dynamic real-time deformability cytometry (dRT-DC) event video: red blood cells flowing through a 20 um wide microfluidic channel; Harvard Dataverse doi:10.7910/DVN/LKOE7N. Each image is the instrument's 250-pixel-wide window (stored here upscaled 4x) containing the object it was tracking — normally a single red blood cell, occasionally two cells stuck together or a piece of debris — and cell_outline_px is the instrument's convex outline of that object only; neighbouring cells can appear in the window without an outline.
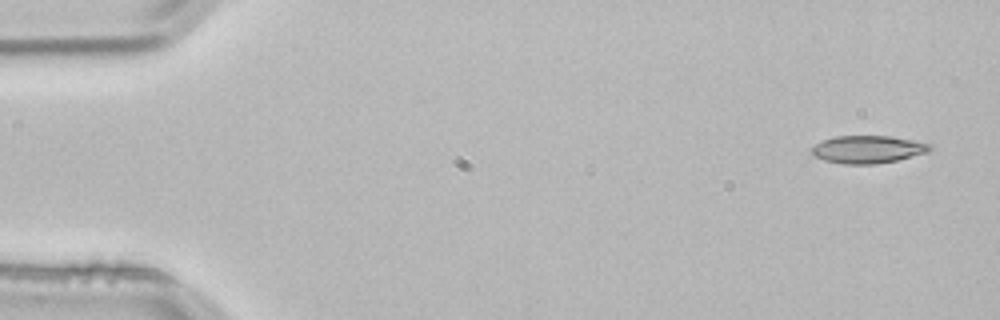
{"species": "common noctule bat (a hibernating species)", "species_latin": "Nyctalus noctula", "temperature_condition": "room temperature", "stored_images_in_passage": 4, "camera_frame_rate_fps": 3000, "um_per_image_px": 0.085, "animal": {"sex": "male", "body_mass_g": 21.5, "forearm_length_mm": 52.0}, "frame": {"image": 1, "passage_image": 1, "time_ms": 0.0, "image_size_px": [1000, 320], "cell_outline_px": [[932, 148], [928, 152], [896, 160], [876, 164], [844, 164], [824, 160], [812, 156], [808, 148], [820, 140], [836, 136], [892, 136], [932, 144]], "centroid_in_image_um": [73.69, 12.69], "position_along_channel_um": 11.3, "area_um2": 19.31}}
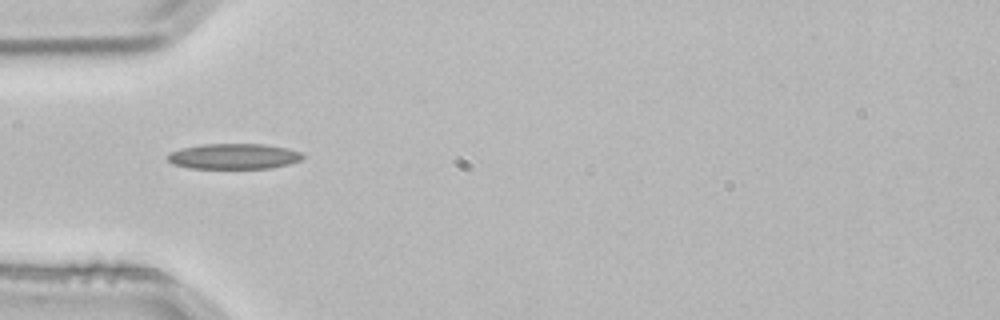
{"frame": {"image": 2, "passage_image": 4, "time_ms": 1.0, "image_size_px": [1000, 320], "cell_outline_px": [[304, 156], [300, 160], [288, 164], [272, 168], [188, 168], [172, 164], [164, 156], [168, 152], [180, 148], [200, 144], [264, 144], [288, 148], [300, 152]], "centroid_in_image_um": [19.8, 13.28], "position_along_channel_um": 65.2, "area_um2": 20.29}}